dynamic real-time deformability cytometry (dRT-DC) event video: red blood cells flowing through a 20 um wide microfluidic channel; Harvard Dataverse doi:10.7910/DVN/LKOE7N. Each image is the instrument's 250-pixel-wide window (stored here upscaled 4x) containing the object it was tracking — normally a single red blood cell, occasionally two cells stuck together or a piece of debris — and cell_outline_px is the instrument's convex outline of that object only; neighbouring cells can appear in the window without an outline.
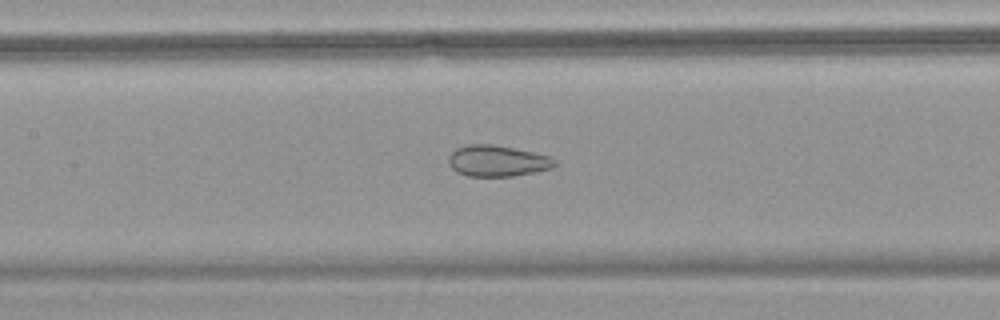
{"species": "common noctule bat (a hibernating species)", "species_latin": "Nyctalus noctula", "temperature_condition": "warm", "stored_images_in_passage": 45, "camera_frame_rate_fps": 3000, "um_per_image_px": 0.085, "animal": {"sex": "female", "body_mass_g": 18.4}, "frame": {"image": 1, "passage_image": 25, "time_ms": 8.0, "image_size_px": [1000, 320], "cell_outline_px": [[556, 164], [552, 168], [536, 172], [512, 176], [468, 176], [456, 172], [452, 168], [448, 160], [452, 152], [456, 148], [468, 144], [492, 144], [532, 152], [548, 156], [556, 160]], "centroid_in_image_um": [42.27, 13.68], "position_along_channel_um": 165.1, "area_um2": 19.13}}
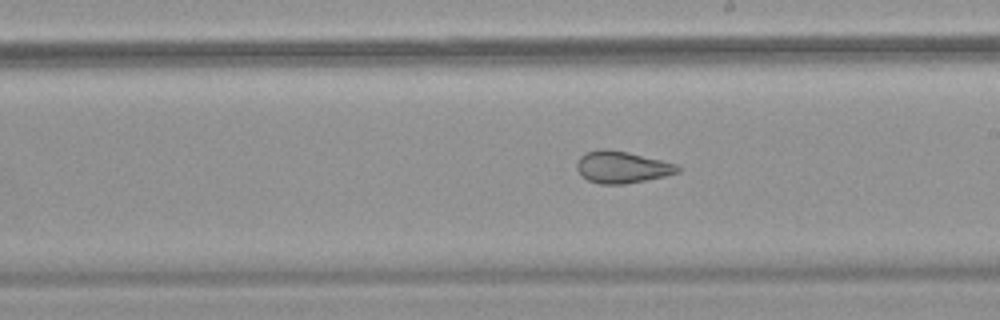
{"frame": {"image": 2, "passage_image": 31, "time_ms": 10.0, "image_size_px": [1000, 320], "cell_outline_px": [[680, 172], [664, 176], [624, 184], [600, 184], [588, 180], [576, 168], [576, 164], [580, 156], [588, 152], [600, 148], [608, 148], [628, 152], [676, 164], [680, 168]], "centroid_in_image_um": [52.85, 14.19], "position_along_channel_um": 236.1, "area_um2": 18.55}}
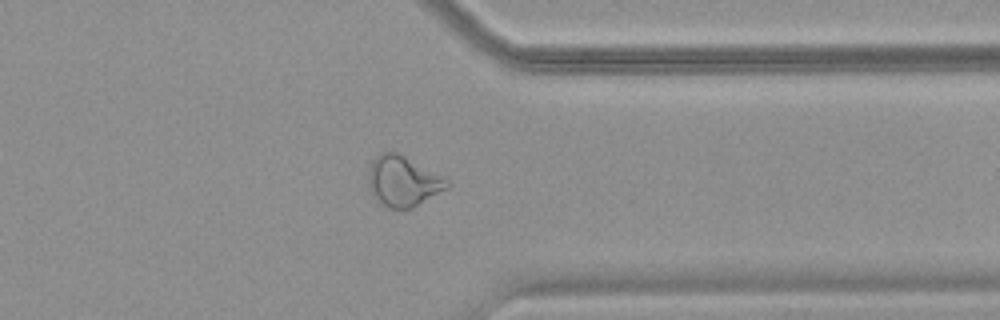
{"frame": {"image": 3, "passage_image": 43, "time_ms": 14.0, "image_size_px": [1000, 320], "cell_outline_px": [[452, 184], [448, 188], [412, 208], [388, 208], [380, 204], [372, 196], [368, 180], [368, 172], [372, 160], [376, 156], [384, 152], [396, 152], [404, 156], [448, 180]], "centroid_in_image_um": [34.23, 15.43], "position_along_channel_um": 377.2, "area_um2": 22.83}}